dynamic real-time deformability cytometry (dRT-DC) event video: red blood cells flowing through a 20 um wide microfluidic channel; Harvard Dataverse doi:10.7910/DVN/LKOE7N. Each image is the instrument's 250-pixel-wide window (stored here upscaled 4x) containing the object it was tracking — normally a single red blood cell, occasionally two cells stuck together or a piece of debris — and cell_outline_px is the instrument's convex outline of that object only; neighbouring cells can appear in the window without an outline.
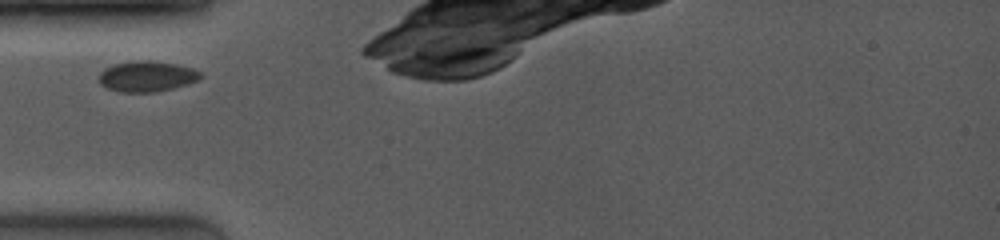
{"species": "common noctule bat (a hibernating species)", "species_latin": "Nyctalus noctula", "temperature_condition": "room temperature", "stored_images_in_passage": 1, "camera_frame_rate_fps": 4000, "um_per_image_px": 0.085, "animal": {"sex": "female", "body_mass_g": 19.0, "forearm_length_mm": 53.3}, "frame": {"image": 1, "passage_image": 1, "time_ms": 0.0, "image_size_px": [1000, 240], "cell_outline_px": [[200, 76], [196, 80], [188, 84], [156, 92], [120, 92], [108, 88], [100, 84], [100, 72], [104, 68], [112, 64], [136, 60], [152, 60], [176, 64], [192, 68], [200, 72]], "centroid_in_image_um": [12.45, 6.48], "position_along_channel_um": 72.6, "area_um2": 18.09}}